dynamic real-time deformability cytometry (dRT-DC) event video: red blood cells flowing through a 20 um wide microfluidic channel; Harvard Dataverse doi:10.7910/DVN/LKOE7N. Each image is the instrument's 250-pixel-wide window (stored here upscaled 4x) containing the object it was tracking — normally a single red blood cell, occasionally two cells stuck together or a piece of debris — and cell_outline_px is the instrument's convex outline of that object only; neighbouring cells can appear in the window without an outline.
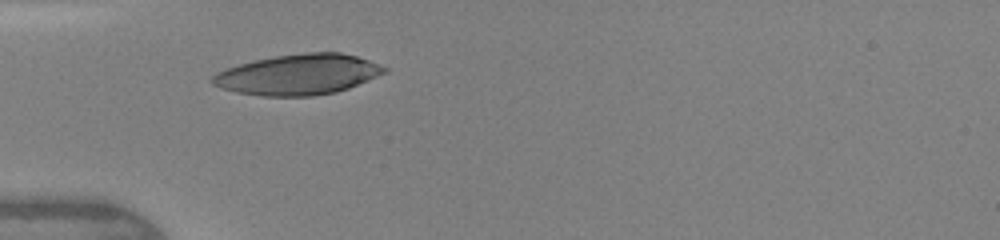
{"species": "human", "species_latin": "Homo sapiens", "temperature_condition": "warm", "stored_images_in_passage": 32, "camera_frame_rate_fps": 3000, "um_per_image_px": 0.085, "donor": {"sex": "female"}, "frame": {"image": 1, "passage_image": 1, "time_ms": 0.0, "image_size_px": [1000, 240], "cell_outline_px": [[388, 72], [348, 88], [336, 92], [312, 96], [260, 96], [236, 92], [212, 84], [208, 80], [216, 72], [240, 64], [256, 60], [276, 56], [308, 52], [340, 52], [356, 56], [368, 60], [388, 68]], "centroid_in_image_um": [25.35, 6.34], "position_along_channel_um": 59.6, "area_um2": 40.46}}
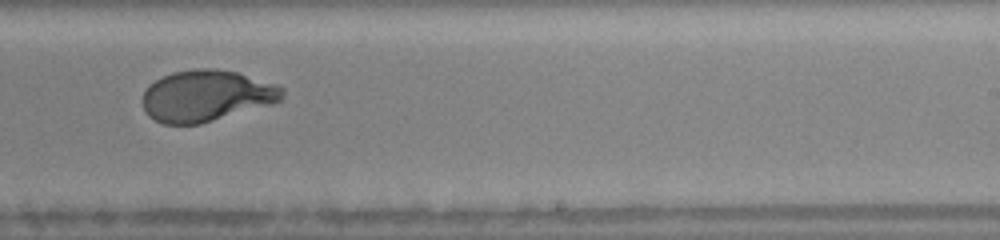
{"frame": {"image": 2, "passage_image": 16, "time_ms": 5.0, "image_size_px": [1000, 240], "cell_outline_px": [[284, 96], [280, 100], [272, 104], [200, 124], [164, 124], [148, 116], [144, 108], [144, 92], [148, 84], [172, 72], [196, 68], [216, 68], [236, 72], [276, 84], [284, 88]], "centroid_in_image_um": [17.55, 8.13], "position_along_channel_um": 271.4, "area_um2": 41.73}}
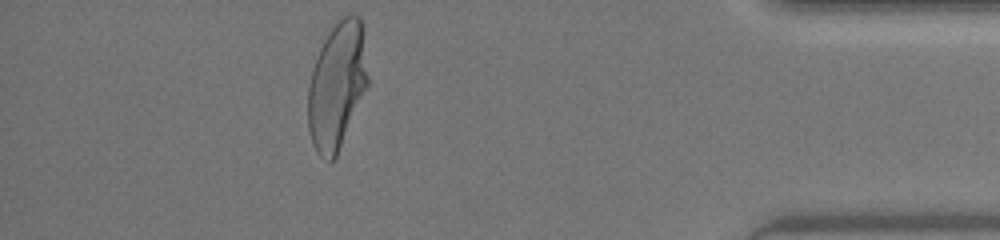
{"frame": {"image": 3, "passage_image": 28, "time_ms": 9.0, "image_size_px": [1000, 240], "cell_outline_px": [[368, 84], [336, 156], [328, 164], [316, 152], [312, 144], [308, 132], [308, 84], [312, 68], [320, 48], [324, 40], [332, 28], [344, 16], [360, 16], [368, 76]], "centroid_in_image_um": [28.61, 7.34], "position_along_channel_um": 406.6, "area_um2": 43.75}, "authors_computed_cell_mechanics": {"area_um2": 42.194, "velocity_mm_per_s": 4.3458, "shape_relaxation_time_tau1_ms": 3.0826, "shape_relaxation_time_tau2_ms": null, "deformation_change_tau1": 0.1651, "deformation_change_tau2": null}}